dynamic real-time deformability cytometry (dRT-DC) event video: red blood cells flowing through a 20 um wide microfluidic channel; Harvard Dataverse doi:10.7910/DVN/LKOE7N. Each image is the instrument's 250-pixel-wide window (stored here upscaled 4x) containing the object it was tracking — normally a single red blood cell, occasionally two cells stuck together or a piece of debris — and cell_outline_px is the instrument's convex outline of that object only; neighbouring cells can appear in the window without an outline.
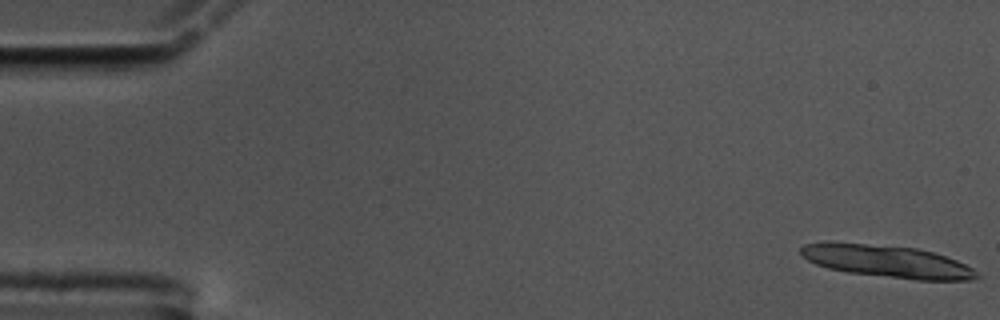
{"species": "common noctule bat (a hibernating species)", "species_latin": "Nyctalus noctula", "temperature_condition": "cold", "stored_images_in_passage": 15, "camera_frame_rate_fps": 3000, "um_per_image_px": 0.085, "animal": {"sex": "male", "body_mass_g": 17.5, "forearm_length_mm": 52.3}, "frame": {"image": 1, "passage_image": 1, "time_ms": 0.0, "image_size_px": [1000, 320], "cell_outline_px": [[980, 276], [972, 280], [916, 280], [848, 272], [828, 268], [816, 264], [808, 260], [800, 252], [800, 248], [804, 244], [824, 240], [832, 240], [916, 248], [932, 252], [956, 260], [972, 268]], "centroid_in_image_um": [75.33, 22.19], "position_along_channel_um": 9.7, "area_um2": 33.41}}